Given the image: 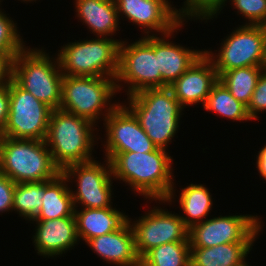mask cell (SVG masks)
<instances>
[{"label": "cell", "instance_id": "5b68a950", "mask_svg": "<svg viewBox=\"0 0 266 266\" xmlns=\"http://www.w3.org/2000/svg\"><path fill=\"white\" fill-rule=\"evenodd\" d=\"M50 57L43 47L36 49L27 46L13 61V80L52 110H56L60 107L64 75L58 57Z\"/></svg>", "mask_w": 266, "mask_h": 266}, {"label": "cell", "instance_id": "d6986e66", "mask_svg": "<svg viewBox=\"0 0 266 266\" xmlns=\"http://www.w3.org/2000/svg\"><path fill=\"white\" fill-rule=\"evenodd\" d=\"M86 243L98 257L110 265L140 266L130 223L121 230L92 238Z\"/></svg>", "mask_w": 266, "mask_h": 266}, {"label": "cell", "instance_id": "83f0119b", "mask_svg": "<svg viewBox=\"0 0 266 266\" xmlns=\"http://www.w3.org/2000/svg\"><path fill=\"white\" fill-rule=\"evenodd\" d=\"M44 181L16 183L13 195V210L31 222L42 208Z\"/></svg>", "mask_w": 266, "mask_h": 266}, {"label": "cell", "instance_id": "484cf974", "mask_svg": "<svg viewBox=\"0 0 266 266\" xmlns=\"http://www.w3.org/2000/svg\"><path fill=\"white\" fill-rule=\"evenodd\" d=\"M203 108L233 121L251 120L247 106L239 102L219 80L211 88Z\"/></svg>", "mask_w": 266, "mask_h": 266}, {"label": "cell", "instance_id": "44dd1931", "mask_svg": "<svg viewBox=\"0 0 266 266\" xmlns=\"http://www.w3.org/2000/svg\"><path fill=\"white\" fill-rule=\"evenodd\" d=\"M77 17L96 37L113 38L119 31V15L112 0H74ZM110 36V37H109Z\"/></svg>", "mask_w": 266, "mask_h": 266}, {"label": "cell", "instance_id": "7a4b0ae2", "mask_svg": "<svg viewBox=\"0 0 266 266\" xmlns=\"http://www.w3.org/2000/svg\"><path fill=\"white\" fill-rule=\"evenodd\" d=\"M128 106L140 126L158 147L168 150L182 117L183 107L169 87L148 88L127 97Z\"/></svg>", "mask_w": 266, "mask_h": 266}, {"label": "cell", "instance_id": "f1b7e54d", "mask_svg": "<svg viewBox=\"0 0 266 266\" xmlns=\"http://www.w3.org/2000/svg\"><path fill=\"white\" fill-rule=\"evenodd\" d=\"M225 5H227L225 0H186L178 12L185 20L198 19L199 22L200 20L207 22L218 17Z\"/></svg>", "mask_w": 266, "mask_h": 266}, {"label": "cell", "instance_id": "ffe728a7", "mask_svg": "<svg viewBox=\"0 0 266 266\" xmlns=\"http://www.w3.org/2000/svg\"><path fill=\"white\" fill-rule=\"evenodd\" d=\"M75 208L74 216L79 240L85 243L95 237L123 229L129 217L117 210L108 208Z\"/></svg>", "mask_w": 266, "mask_h": 266}, {"label": "cell", "instance_id": "e0dca14e", "mask_svg": "<svg viewBox=\"0 0 266 266\" xmlns=\"http://www.w3.org/2000/svg\"><path fill=\"white\" fill-rule=\"evenodd\" d=\"M36 224L33 243L38 255L59 257L74 249L80 241L77 234L75 216L48 220H31Z\"/></svg>", "mask_w": 266, "mask_h": 266}, {"label": "cell", "instance_id": "7402d4cb", "mask_svg": "<svg viewBox=\"0 0 266 266\" xmlns=\"http://www.w3.org/2000/svg\"><path fill=\"white\" fill-rule=\"evenodd\" d=\"M254 243H227L214 247H190L191 266H245Z\"/></svg>", "mask_w": 266, "mask_h": 266}, {"label": "cell", "instance_id": "1f68e13d", "mask_svg": "<svg viewBox=\"0 0 266 266\" xmlns=\"http://www.w3.org/2000/svg\"><path fill=\"white\" fill-rule=\"evenodd\" d=\"M247 111L251 120H257L259 118L258 114L266 112V68L262 70L259 76L256 88L248 103Z\"/></svg>", "mask_w": 266, "mask_h": 266}, {"label": "cell", "instance_id": "ba28073f", "mask_svg": "<svg viewBox=\"0 0 266 266\" xmlns=\"http://www.w3.org/2000/svg\"><path fill=\"white\" fill-rule=\"evenodd\" d=\"M115 81L117 93L124 88L122 84L127 83V97L144 89L162 88L161 72L152 48V35L142 36L130 44L124 40L120 42L119 69Z\"/></svg>", "mask_w": 266, "mask_h": 266}, {"label": "cell", "instance_id": "e575fe53", "mask_svg": "<svg viewBox=\"0 0 266 266\" xmlns=\"http://www.w3.org/2000/svg\"><path fill=\"white\" fill-rule=\"evenodd\" d=\"M10 89L9 84L0 87V134H3L9 114Z\"/></svg>", "mask_w": 266, "mask_h": 266}, {"label": "cell", "instance_id": "603a6c76", "mask_svg": "<svg viewBox=\"0 0 266 266\" xmlns=\"http://www.w3.org/2000/svg\"><path fill=\"white\" fill-rule=\"evenodd\" d=\"M67 182V183H66ZM67 178L62 172L53 180L44 181L42 208L33 220H48L74 215L75 207Z\"/></svg>", "mask_w": 266, "mask_h": 266}, {"label": "cell", "instance_id": "7c38bea8", "mask_svg": "<svg viewBox=\"0 0 266 266\" xmlns=\"http://www.w3.org/2000/svg\"><path fill=\"white\" fill-rule=\"evenodd\" d=\"M262 226L257 215H220L192 225L189 244L190 247L208 248L227 243H254Z\"/></svg>", "mask_w": 266, "mask_h": 266}, {"label": "cell", "instance_id": "3957f363", "mask_svg": "<svg viewBox=\"0 0 266 266\" xmlns=\"http://www.w3.org/2000/svg\"><path fill=\"white\" fill-rule=\"evenodd\" d=\"M94 126L96 127L80 116L60 109L52 110L45 142L54 163L61 171L70 164L96 159L92 152L96 146L94 143L99 138L94 133L98 130Z\"/></svg>", "mask_w": 266, "mask_h": 266}, {"label": "cell", "instance_id": "277c9868", "mask_svg": "<svg viewBox=\"0 0 266 266\" xmlns=\"http://www.w3.org/2000/svg\"><path fill=\"white\" fill-rule=\"evenodd\" d=\"M0 172L15 183L53 180L62 171L54 163L45 140L2 136Z\"/></svg>", "mask_w": 266, "mask_h": 266}, {"label": "cell", "instance_id": "6da1fadb", "mask_svg": "<svg viewBox=\"0 0 266 266\" xmlns=\"http://www.w3.org/2000/svg\"><path fill=\"white\" fill-rule=\"evenodd\" d=\"M169 150L157 148L155 151L122 152L119 154H105L111 163L113 179L128 184L137 195L144 199L171 203L175 199L173 159Z\"/></svg>", "mask_w": 266, "mask_h": 266}, {"label": "cell", "instance_id": "74e56055", "mask_svg": "<svg viewBox=\"0 0 266 266\" xmlns=\"http://www.w3.org/2000/svg\"><path fill=\"white\" fill-rule=\"evenodd\" d=\"M19 1H22V2H25V1H26V3H27V2L30 3L31 1H34V2L36 3V0H19Z\"/></svg>", "mask_w": 266, "mask_h": 266}, {"label": "cell", "instance_id": "4fadbf2b", "mask_svg": "<svg viewBox=\"0 0 266 266\" xmlns=\"http://www.w3.org/2000/svg\"><path fill=\"white\" fill-rule=\"evenodd\" d=\"M145 215L129 223L134 232L135 250L141 258L150 249L162 244L189 241V228L184 224L178 213L167 211L166 208L150 207Z\"/></svg>", "mask_w": 266, "mask_h": 266}, {"label": "cell", "instance_id": "f546056e", "mask_svg": "<svg viewBox=\"0 0 266 266\" xmlns=\"http://www.w3.org/2000/svg\"><path fill=\"white\" fill-rule=\"evenodd\" d=\"M0 11V54L17 55L26 48L17 23H14L6 14Z\"/></svg>", "mask_w": 266, "mask_h": 266}, {"label": "cell", "instance_id": "8fae6325", "mask_svg": "<svg viewBox=\"0 0 266 266\" xmlns=\"http://www.w3.org/2000/svg\"><path fill=\"white\" fill-rule=\"evenodd\" d=\"M104 162L106 164L94 159L85 163L70 164L62 170L69 183L75 179L76 190H70L75 208L80 207L78 205H81V208L113 207L111 198L114 179L111 163L107 158Z\"/></svg>", "mask_w": 266, "mask_h": 266}, {"label": "cell", "instance_id": "9a60e30c", "mask_svg": "<svg viewBox=\"0 0 266 266\" xmlns=\"http://www.w3.org/2000/svg\"><path fill=\"white\" fill-rule=\"evenodd\" d=\"M116 5L119 19L125 15L144 30V36L168 34L185 20L169 0H117Z\"/></svg>", "mask_w": 266, "mask_h": 266}, {"label": "cell", "instance_id": "30bf717a", "mask_svg": "<svg viewBox=\"0 0 266 266\" xmlns=\"http://www.w3.org/2000/svg\"><path fill=\"white\" fill-rule=\"evenodd\" d=\"M9 114L2 136L45 140L52 109L14 80L9 83Z\"/></svg>", "mask_w": 266, "mask_h": 266}, {"label": "cell", "instance_id": "4316f807", "mask_svg": "<svg viewBox=\"0 0 266 266\" xmlns=\"http://www.w3.org/2000/svg\"><path fill=\"white\" fill-rule=\"evenodd\" d=\"M140 266H191L189 241L156 246L140 258Z\"/></svg>", "mask_w": 266, "mask_h": 266}, {"label": "cell", "instance_id": "836d02e7", "mask_svg": "<svg viewBox=\"0 0 266 266\" xmlns=\"http://www.w3.org/2000/svg\"><path fill=\"white\" fill-rule=\"evenodd\" d=\"M16 56L0 54V87L13 80V61Z\"/></svg>", "mask_w": 266, "mask_h": 266}, {"label": "cell", "instance_id": "cb8c5ba5", "mask_svg": "<svg viewBox=\"0 0 266 266\" xmlns=\"http://www.w3.org/2000/svg\"><path fill=\"white\" fill-rule=\"evenodd\" d=\"M202 184H189L180 191L179 204L184 215L180 218L190 228L192 225L205 221L213 206L210 191Z\"/></svg>", "mask_w": 266, "mask_h": 266}, {"label": "cell", "instance_id": "5bb4252c", "mask_svg": "<svg viewBox=\"0 0 266 266\" xmlns=\"http://www.w3.org/2000/svg\"><path fill=\"white\" fill-rule=\"evenodd\" d=\"M104 140L105 154H119L122 152H152L158 147L151 141L140 126L138 119L124 105L120 103L105 119Z\"/></svg>", "mask_w": 266, "mask_h": 266}, {"label": "cell", "instance_id": "9c48e42d", "mask_svg": "<svg viewBox=\"0 0 266 266\" xmlns=\"http://www.w3.org/2000/svg\"><path fill=\"white\" fill-rule=\"evenodd\" d=\"M219 49L215 55L212 50L204 49L218 77L236 68L266 66V34L260 25H239L226 36Z\"/></svg>", "mask_w": 266, "mask_h": 266}, {"label": "cell", "instance_id": "8992f818", "mask_svg": "<svg viewBox=\"0 0 266 266\" xmlns=\"http://www.w3.org/2000/svg\"><path fill=\"white\" fill-rule=\"evenodd\" d=\"M120 42L122 39L108 37L68 42L57 54L63 75L116 78Z\"/></svg>", "mask_w": 266, "mask_h": 266}, {"label": "cell", "instance_id": "52a82bcc", "mask_svg": "<svg viewBox=\"0 0 266 266\" xmlns=\"http://www.w3.org/2000/svg\"><path fill=\"white\" fill-rule=\"evenodd\" d=\"M115 79L111 77L64 76L59 109L97 125L95 123L101 116L104 121L120 104L116 101L111 103L117 93Z\"/></svg>", "mask_w": 266, "mask_h": 266}, {"label": "cell", "instance_id": "8d00e7d4", "mask_svg": "<svg viewBox=\"0 0 266 266\" xmlns=\"http://www.w3.org/2000/svg\"><path fill=\"white\" fill-rule=\"evenodd\" d=\"M260 26L262 27V29L264 30V32L266 34V18H265V20L262 22V24Z\"/></svg>", "mask_w": 266, "mask_h": 266}, {"label": "cell", "instance_id": "d4e9b609", "mask_svg": "<svg viewBox=\"0 0 266 266\" xmlns=\"http://www.w3.org/2000/svg\"><path fill=\"white\" fill-rule=\"evenodd\" d=\"M266 66L236 68L223 72L218 80L241 103L248 106L257 81Z\"/></svg>", "mask_w": 266, "mask_h": 266}, {"label": "cell", "instance_id": "ac0fdd59", "mask_svg": "<svg viewBox=\"0 0 266 266\" xmlns=\"http://www.w3.org/2000/svg\"><path fill=\"white\" fill-rule=\"evenodd\" d=\"M185 21L168 34L152 36V48L161 72L162 88L169 87L204 53L202 49H189L168 39L172 35L174 37V32L177 34V31H180Z\"/></svg>", "mask_w": 266, "mask_h": 266}, {"label": "cell", "instance_id": "d590c367", "mask_svg": "<svg viewBox=\"0 0 266 266\" xmlns=\"http://www.w3.org/2000/svg\"><path fill=\"white\" fill-rule=\"evenodd\" d=\"M256 156V168L258 169V173L263 177L262 179L266 180V144L262 146Z\"/></svg>", "mask_w": 266, "mask_h": 266}, {"label": "cell", "instance_id": "2e32d148", "mask_svg": "<svg viewBox=\"0 0 266 266\" xmlns=\"http://www.w3.org/2000/svg\"><path fill=\"white\" fill-rule=\"evenodd\" d=\"M218 81L212 61L203 53L169 88L183 108L206 103Z\"/></svg>", "mask_w": 266, "mask_h": 266}, {"label": "cell", "instance_id": "4dcf8cb0", "mask_svg": "<svg viewBox=\"0 0 266 266\" xmlns=\"http://www.w3.org/2000/svg\"><path fill=\"white\" fill-rule=\"evenodd\" d=\"M247 19V25H261L266 18V0H225Z\"/></svg>", "mask_w": 266, "mask_h": 266}, {"label": "cell", "instance_id": "d6a6232c", "mask_svg": "<svg viewBox=\"0 0 266 266\" xmlns=\"http://www.w3.org/2000/svg\"><path fill=\"white\" fill-rule=\"evenodd\" d=\"M15 185V182L0 172V215L13 211Z\"/></svg>", "mask_w": 266, "mask_h": 266}]
</instances>
